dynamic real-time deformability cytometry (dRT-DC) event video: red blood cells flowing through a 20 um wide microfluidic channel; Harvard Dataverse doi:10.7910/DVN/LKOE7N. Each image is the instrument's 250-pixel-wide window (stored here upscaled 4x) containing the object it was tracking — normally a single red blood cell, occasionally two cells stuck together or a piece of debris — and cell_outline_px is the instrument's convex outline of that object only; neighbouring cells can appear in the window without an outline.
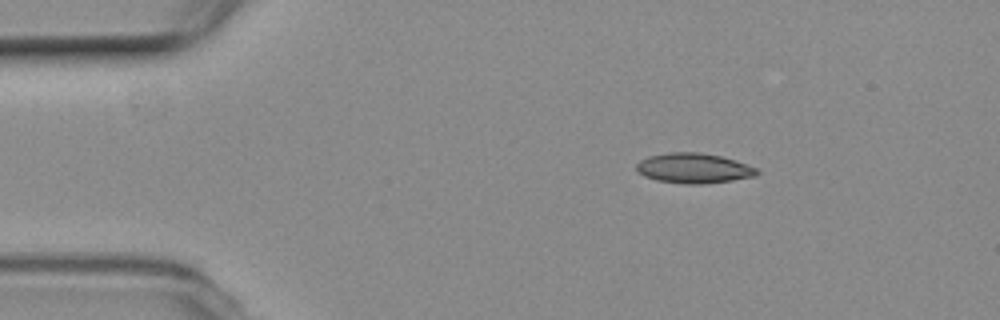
{"species": "common noctule bat (a hibernating species)", "species_latin": "Nyctalus noctula", "temperature_condition": "room temperature", "stored_images_in_passage": 47, "camera_frame_rate_fps": 3000, "um_per_image_px": 0.085, "animal": {"sex": "female", "body_mass_g": 19.3, "forearm_length_mm": 54.1}, "frame": {"image": 1, "passage_image": 1, "time_ms": 0.0, "image_size_px": [1000, 320], "cell_outline_px": [[760, 172], [756, 176], [732, 180], [700, 184], [684, 184], [656, 180], [644, 176], [636, 168], [636, 164], [640, 160], [648, 156], [672, 152], [696, 152], [720, 156], [756, 168]], "centroid_in_image_um": [58.93, 14.3], "position_along_channel_um": 26.1, "area_um2": 20.81}}
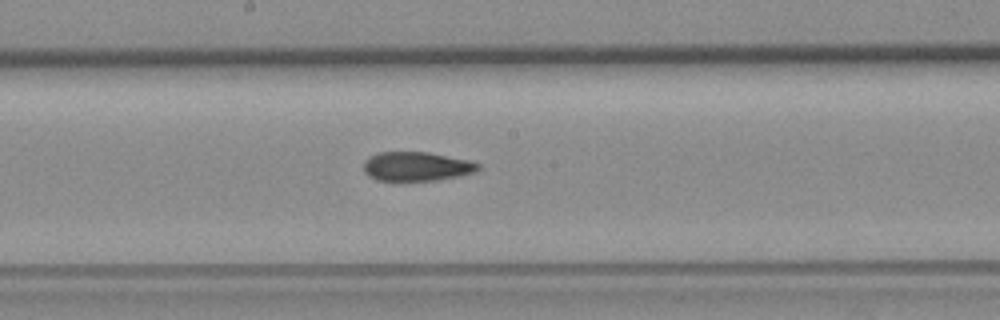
{"frame": {"image": 2, "passage_image": 21, "time_ms": 6.667, "image_size_px": [1000, 320], "cell_outline_px": [[480, 168], [476, 172], [436, 180], [400, 184], [376, 180], [368, 176], [364, 172], [364, 160], [368, 156], [376, 152], [428, 152], [468, 160], [480, 164]], "centroid_in_image_um": [35.32, 14.19], "position_along_channel_um": 212.9, "area_um2": 20.29}}
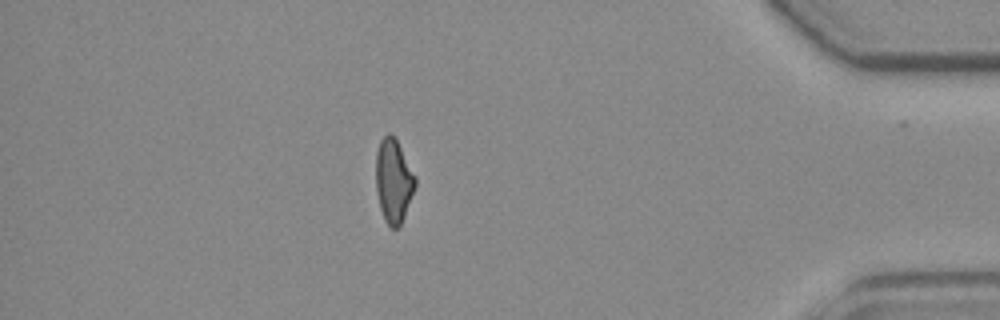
{"frame": {"image": 3, "passage_image": 40, "time_ms": 13.0, "image_size_px": [1000, 320], "cell_outline_px": [[416, 184], [404, 216], [400, 224], [396, 228], [392, 228], [384, 220], [380, 208], [376, 188], [376, 152], [380, 140], [388, 132], [396, 140], [416, 176]], "centroid_in_image_um": [33.44, 15.36], "position_along_channel_um": 401.8, "area_um2": 18.9}, "authors_computed_cell_mechanics": {"area_um2": 20.1144, "velocity_mm_per_s": 3.7173, "shape_relaxation_time_tau1_ms": null, "shape_relaxation_time_tau2_ms": 3.3401, "deformation_change_tau1": null, "deformation_change_tau2": 0.0974}}